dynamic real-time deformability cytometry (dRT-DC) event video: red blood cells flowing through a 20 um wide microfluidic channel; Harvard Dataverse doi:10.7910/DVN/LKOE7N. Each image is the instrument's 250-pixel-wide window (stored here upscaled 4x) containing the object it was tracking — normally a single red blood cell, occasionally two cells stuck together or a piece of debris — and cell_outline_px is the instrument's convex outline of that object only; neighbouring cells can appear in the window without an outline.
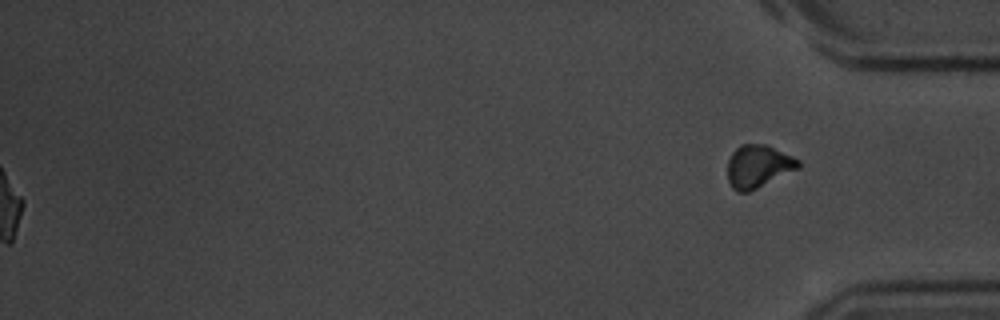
{"species": "common noctule bat (a hibernating species)", "species_latin": "Nyctalus noctula", "temperature_condition": "room temperature", "stored_images_in_passage": 47, "segment_of_instrument_passage": [2, 2], "camera_frame_rate_fps": 3000, "um_per_image_px": 0.085, "animal": {"sex": "male", "body_mass_g": 20.1, "forearm_length_mm": 53.5}, "frame": {"image": 1, "passage_image": 47, "time_ms": 15.333, "image_size_px": [1000, 320], "cell_outline_px": [[800, 168], [748, 192], [736, 192], [732, 188], [728, 180], [728, 160], [732, 152], [740, 144], [764, 144], [792, 156], [800, 160]], "centroid_in_image_um": [64.43, 14.14], "position_along_channel_um": 370.8, "area_um2": 17.57}}